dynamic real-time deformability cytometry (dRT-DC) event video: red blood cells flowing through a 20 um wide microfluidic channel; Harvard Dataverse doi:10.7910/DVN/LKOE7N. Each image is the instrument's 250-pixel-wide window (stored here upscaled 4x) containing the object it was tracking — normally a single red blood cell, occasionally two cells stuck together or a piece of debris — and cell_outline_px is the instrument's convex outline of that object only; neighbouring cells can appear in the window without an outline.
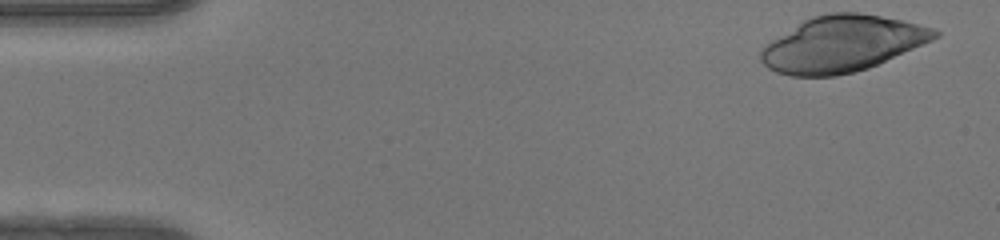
{"species": "human", "species_latin": "Homo sapiens", "temperature_condition": "warm", "stored_images_in_passage": 42, "camera_frame_rate_fps": 3000, "um_per_image_px": 0.085, "donor": {"sex": "female"}, "frame": {"image": 1, "passage_image": 1, "time_ms": 0.0, "image_size_px": [1000, 240], "cell_outline_px": [[940, 36], [932, 40], [868, 68], [836, 76], [792, 76], [776, 72], [768, 68], [760, 60], [760, 48], [800, 20], [812, 16], [828, 12], [860, 12], [900, 20], [936, 28], [940, 32]], "centroid_in_image_um": [71.54, 3.72], "position_along_channel_um": 13.5, "area_um2": 56.76}}